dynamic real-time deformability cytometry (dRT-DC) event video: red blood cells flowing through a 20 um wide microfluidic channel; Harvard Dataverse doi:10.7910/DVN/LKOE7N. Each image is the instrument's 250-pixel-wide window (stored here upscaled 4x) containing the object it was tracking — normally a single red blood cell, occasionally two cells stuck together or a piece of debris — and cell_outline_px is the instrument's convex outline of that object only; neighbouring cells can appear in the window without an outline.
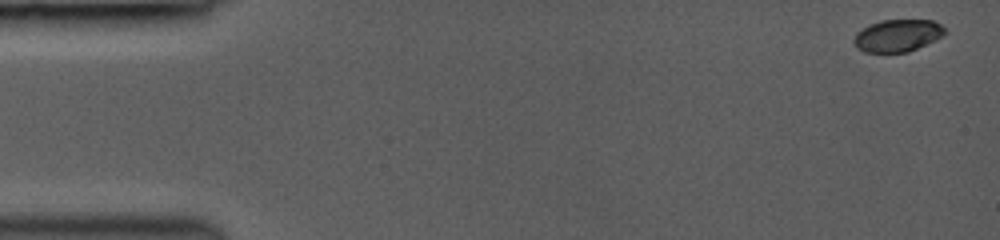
{"species": "common noctule bat (a hibernating species)", "species_latin": "Nyctalus noctula", "temperature_condition": "room temperature", "stored_images_in_passage": 12, "camera_frame_rate_fps": 3000, "um_per_image_px": 0.085, "animal": {"sex": "female", "body_mass_g": 19.0, "forearm_length_mm": 53.3}, "frame": {"image": 1, "passage_image": 1, "time_ms": 0.0, "image_size_px": [1000, 240], "cell_outline_px": [[948, 28], [944, 36], [936, 40], [908, 52], [864, 52], [856, 48], [852, 40], [856, 32], [868, 24], [880, 20], [932, 20]], "centroid_in_image_um": [76.29, 3.02], "position_along_channel_um": 8.7, "area_um2": 17.46}}
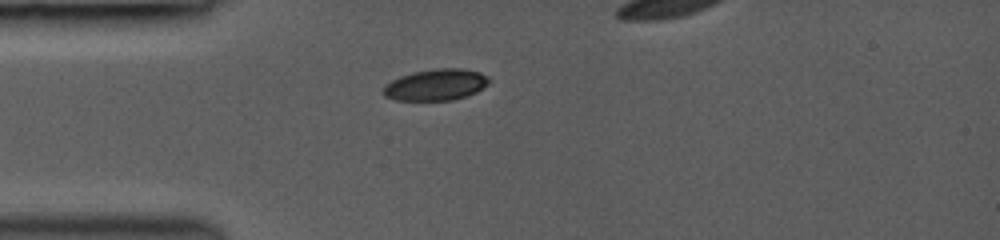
{"frame": {"image": 2, "passage_image": 7, "time_ms": 4.0, "image_size_px": [1000, 240], "cell_outline_px": [[492, 80], [488, 84], [476, 92], [452, 100], [396, 100], [384, 96], [380, 92], [380, 88], [384, 84], [400, 76], [412, 72], [436, 68], [460, 68], [480, 72], [488, 76]], "centroid_in_image_um": [37.01, 7.2], "position_along_channel_um": 48.0, "area_um2": 19.59}}
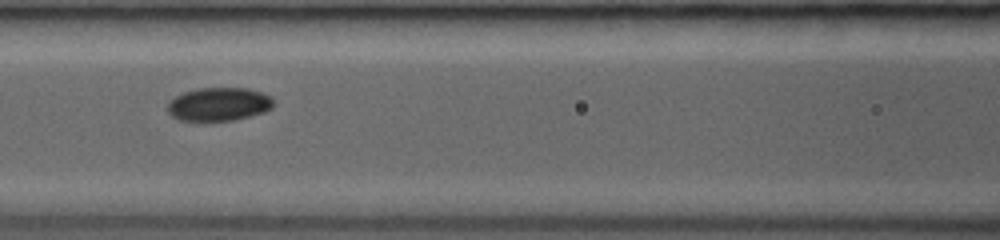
{"frame": {"image": 3, "passage_image": 11, "time_ms": 6.667, "image_size_px": [1000, 240], "cell_outline_px": [[276, 104], [272, 108], [264, 112], [232, 120], [180, 120], [172, 116], [168, 112], [168, 100], [184, 92], [196, 88], [248, 88], [264, 92], [272, 96]], "centroid_in_image_um": [18.64, 8.83], "position_along_channel_um": 148.0, "area_um2": 20.75}}